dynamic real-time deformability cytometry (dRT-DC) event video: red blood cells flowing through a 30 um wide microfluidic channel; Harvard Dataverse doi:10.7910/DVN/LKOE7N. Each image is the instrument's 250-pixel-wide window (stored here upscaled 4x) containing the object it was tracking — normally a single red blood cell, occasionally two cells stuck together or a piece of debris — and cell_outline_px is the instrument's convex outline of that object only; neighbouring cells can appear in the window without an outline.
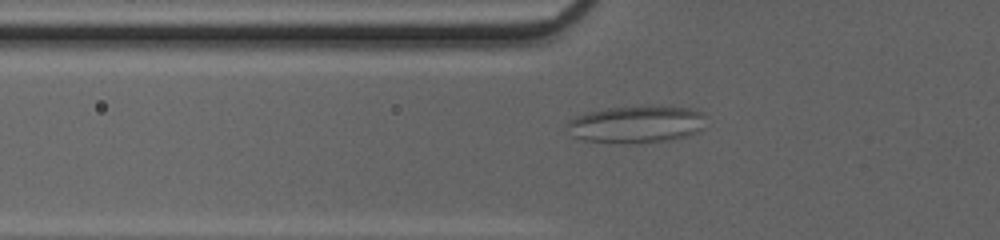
{"species": "common noctule bat (a hibernating species)", "species_latin": "Nyctalus noctula", "temperature_condition": "cold", "stored_images_in_passage": 52, "camera_frame_rate_fps": 3000, "um_per_image_px": 0.085, "animal": {"sex": "female", "body_mass_g": 20.0, "forearm_length_mm": 54.0}, "frame": {"image": 1, "passage_image": 20, "time_ms": 6.333, "image_size_px": [1000, 240], "cell_outline_px": [[704, 116], [700, 132], [688, 136], [672, 140], [580, 140], [576, 136], [568, 124], [568, 120], [576, 116], [588, 112], [604, 108], [640, 104], [672, 104], [704, 112]], "centroid_in_image_um": [54.21, 10.45], "position_along_channel_um": 71.6, "area_um2": 29.71}}
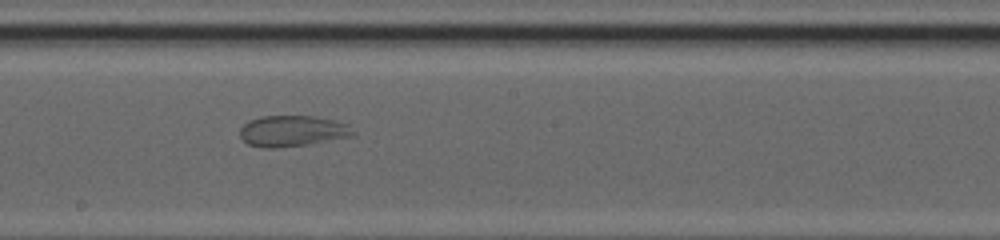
{"frame": {"image": 2, "passage_image": 31, "time_ms": 10.0, "image_size_px": [1000, 240], "cell_outline_px": [[356, 136], [308, 144], [276, 148], [260, 148], [248, 144], [240, 136], [240, 128], [248, 120], [264, 116], [316, 116], [348, 124], [356, 132]], "centroid_in_image_um": [24.88, 11.14], "position_along_channel_um": 223.3, "area_um2": 20.63}}
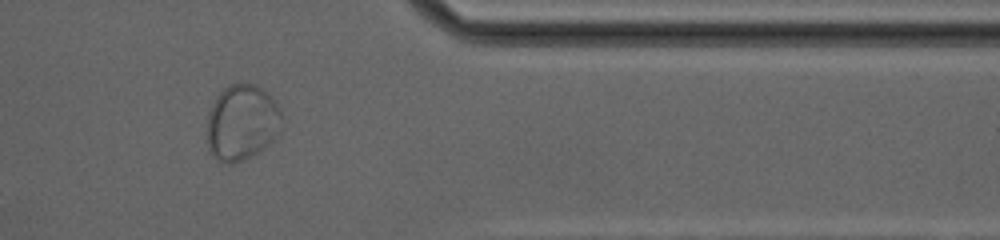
{"frame": {"image": 3, "passage_image": 44, "time_ms": 14.333, "image_size_px": [1000, 240], "cell_outline_px": [[280, 132], [264, 148], [240, 160], [216, 160], [212, 156], [208, 148], [208, 112], [216, 96], [224, 88], [232, 84], [256, 84], [276, 100], [280, 108]], "centroid_in_image_um": [20.56, 10.36], "position_along_channel_um": 390.8, "area_um2": 32.43}}